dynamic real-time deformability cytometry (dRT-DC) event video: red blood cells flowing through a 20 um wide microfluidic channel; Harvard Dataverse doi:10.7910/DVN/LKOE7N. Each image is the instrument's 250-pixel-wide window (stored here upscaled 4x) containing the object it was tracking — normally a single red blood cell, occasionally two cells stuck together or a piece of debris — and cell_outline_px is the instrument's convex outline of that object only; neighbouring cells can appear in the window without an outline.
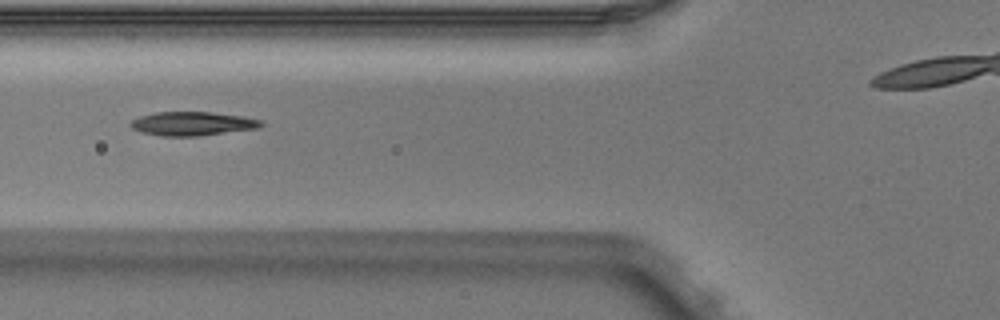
{"species": "Egyptian fruit bat (a non-hibernating species)", "species_latin": "Rousettus aegyptiacus", "temperature_condition": "warm", "stored_images_in_passage": 4, "camera_frame_rate_fps": 3000, "um_per_image_px": 0.085, "animal": {"sex": "male"}, "frame": {"image": 1, "passage_image": 4, "time_ms": 1.0, "image_size_px": [1000, 320], "cell_outline_px": [[264, 124], [256, 128], [200, 136], [160, 136], [144, 132], [132, 128], [128, 124], [132, 120], [140, 116], [156, 112], [212, 112], [244, 116], [264, 120]], "centroid_in_image_um": [16.38, 10.5], "position_along_channel_um": 109.4, "area_um2": 18.15}}